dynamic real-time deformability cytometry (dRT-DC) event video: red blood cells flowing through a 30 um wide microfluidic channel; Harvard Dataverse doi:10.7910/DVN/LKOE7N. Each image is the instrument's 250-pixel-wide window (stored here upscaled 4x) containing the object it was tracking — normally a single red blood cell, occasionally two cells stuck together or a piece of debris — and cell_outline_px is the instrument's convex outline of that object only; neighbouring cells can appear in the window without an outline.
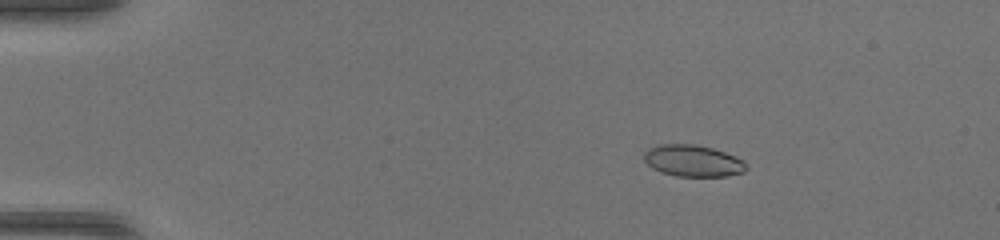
{"species": "common noctule bat (a hibernating species)", "species_latin": "Nyctalus noctula", "temperature_condition": "warm", "stored_images_in_passage": 50, "camera_frame_rate_fps": 3000, "um_per_image_px": 0.085, "animal": {"sex": "female", "body_mass_g": 17.0, "forearm_length_mm": 48.0}, "frame": {"image": 1, "passage_image": 9, "time_ms": 2.667, "image_size_px": [1000, 240], "cell_outline_px": [[748, 168], [744, 172], [728, 176], [676, 176], [660, 172], [652, 168], [644, 160], [644, 152], [648, 148], [660, 144], [696, 144], [712, 148], [736, 156], [744, 160]], "centroid_in_image_um": [58.91, 13.67], "position_along_channel_um": 26.1, "area_um2": 19.02}}
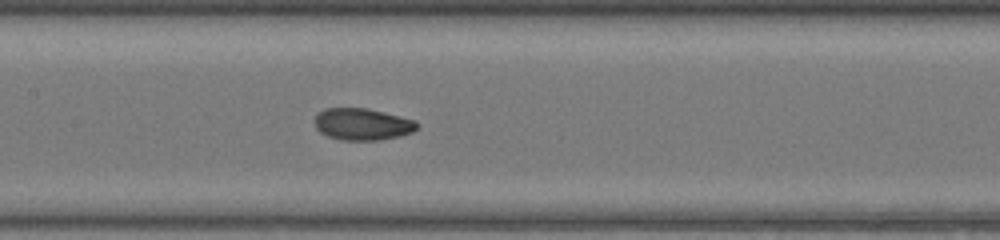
{"frame": {"image": 2, "passage_image": 26, "time_ms": 8.333, "image_size_px": [1000, 240], "cell_outline_px": [[420, 124], [412, 132], [400, 136], [380, 140], [340, 140], [328, 136], [320, 132], [316, 128], [316, 112], [324, 108], [368, 108], [416, 120]], "centroid_in_image_um": [30.81, 10.55], "position_along_channel_um": 176.6, "area_um2": 19.13}}
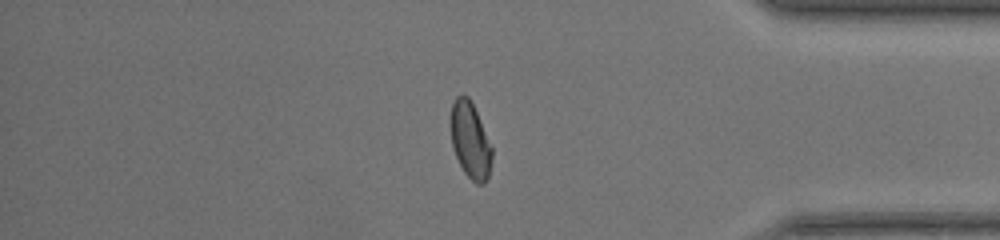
{"frame": {"image": 3, "passage_image": 43, "time_ms": 14.0, "image_size_px": [1000, 240], "cell_outline_px": [[492, 160], [488, 176], [484, 184], [476, 184], [464, 172], [456, 156], [452, 144], [448, 120], [452, 104], [456, 96], [468, 96], [476, 112], [492, 148]], "centroid_in_image_um": [39.94, 11.93], "position_along_channel_um": 395.3, "area_um2": 18.26}, "authors_computed_cell_mechanics": {"area_um2": 19.0162, "velocity_mm_per_s": 4.2482, "shape_relaxation_time_tau1_ms": 7.3842, "shape_relaxation_time_tau2_ms": 1.2201, "deformation_change_tau1": 0.1977, "deformation_change_tau2": 0.0577}}